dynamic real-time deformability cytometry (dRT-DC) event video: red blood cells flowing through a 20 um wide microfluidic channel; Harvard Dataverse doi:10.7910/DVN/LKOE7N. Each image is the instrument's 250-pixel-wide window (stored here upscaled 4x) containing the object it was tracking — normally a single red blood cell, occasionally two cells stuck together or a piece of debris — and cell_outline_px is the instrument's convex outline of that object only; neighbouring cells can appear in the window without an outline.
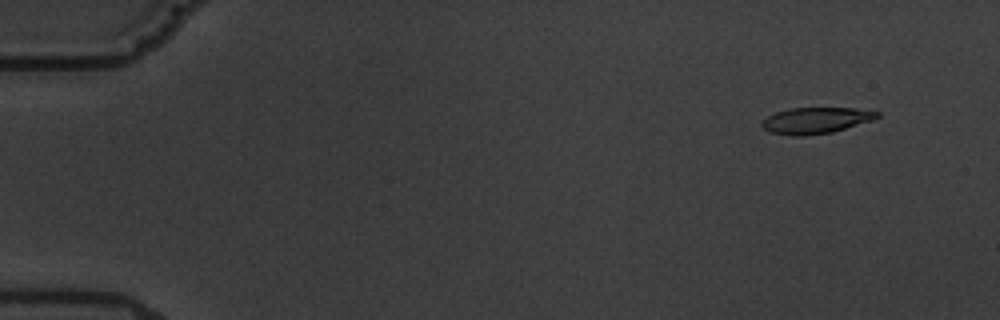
{"species": "common noctule bat (a hibernating species)", "species_latin": "Nyctalus noctula", "temperature_condition": "warm", "stored_images_in_passage": 4, "camera_frame_rate_fps": 3000, "um_per_image_px": 0.085, "animal": {"sex": "male", "body_mass_g": 19.5, "forearm_length_mm": 54.6}, "frame": {"image": 1, "passage_image": 1, "time_ms": 0.0, "image_size_px": [1000, 320], "cell_outline_px": [[880, 116], [872, 120], [832, 132], [804, 136], [792, 136], [772, 132], [764, 128], [760, 124], [768, 116], [776, 112], [792, 108], [856, 108], [880, 112]], "centroid_in_image_um": [69.36, 10.23], "position_along_channel_um": 15.6, "area_um2": 17.4}}
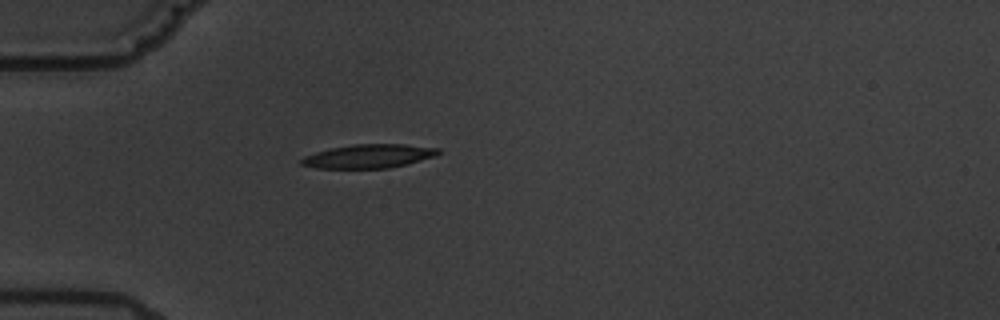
{"frame": {"image": 2, "passage_image": 4, "time_ms": 4.333, "image_size_px": [1000, 320], "cell_outline_px": [[440, 152], [436, 156], [388, 168], [316, 168], [300, 164], [300, 160], [304, 156], [316, 152], [332, 148], [356, 144], [404, 144], [440, 148]], "centroid_in_image_um": [31.34, 13.27], "position_along_channel_um": 53.7, "area_um2": 18.73}}